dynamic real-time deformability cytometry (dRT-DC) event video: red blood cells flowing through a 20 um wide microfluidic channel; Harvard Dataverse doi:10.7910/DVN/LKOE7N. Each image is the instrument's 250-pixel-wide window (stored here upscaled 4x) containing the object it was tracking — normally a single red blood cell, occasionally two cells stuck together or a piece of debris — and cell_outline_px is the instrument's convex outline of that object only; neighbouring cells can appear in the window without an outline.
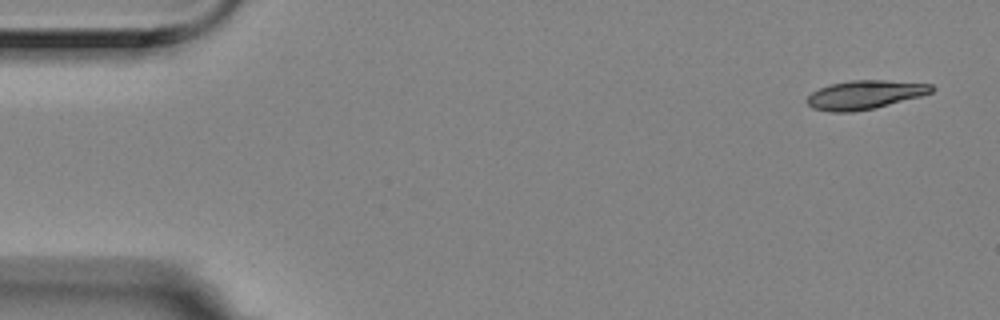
{"species": "Egyptian fruit bat (a non-hibernating species)", "species_latin": "Rousettus aegyptiacus", "temperature_condition": "room temperature", "stored_images_in_passage": 4, "camera_frame_rate_fps": 3000, "um_per_image_px": 0.085, "animal": {"sex": "female"}, "frame": {"image": 1, "passage_image": 1, "time_ms": 0.0, "image_size_px": [1000, 320], "cell_outline_px": [[936, 88], [932, 92], [920, 96], [872, 108], [852, 112], [832, 112], [812, 108], [808, 104], [808, 96], [812, 92], [820, 88], [832, 84], [852, 80], [884, 80], [932, 84]], "centroid_in_image_um": [73.52, 8.05], "position_along_channel_um": 11.5, "area_um2": 20.52}}